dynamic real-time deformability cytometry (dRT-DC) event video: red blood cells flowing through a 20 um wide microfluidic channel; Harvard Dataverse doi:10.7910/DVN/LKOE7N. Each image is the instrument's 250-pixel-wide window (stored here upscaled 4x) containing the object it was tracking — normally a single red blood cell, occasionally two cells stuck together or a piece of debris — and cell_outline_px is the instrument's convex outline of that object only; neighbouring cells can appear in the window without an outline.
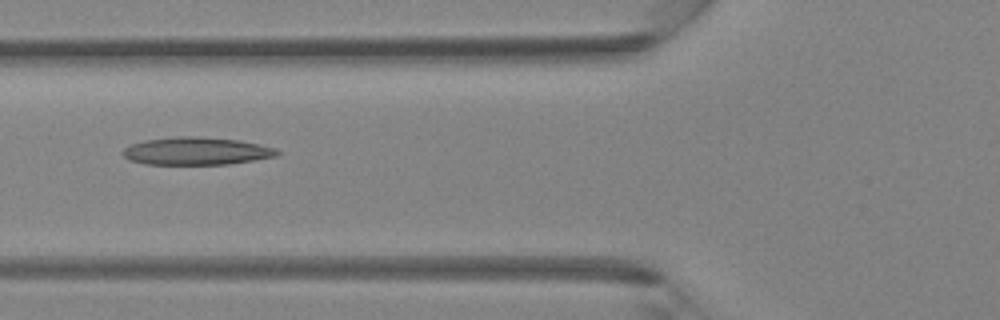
{"species": "Egyptian fruit bat (a non-hibernating species)", "species_latin": "Rousettus aegyptiacus", "temperature_condition": "room temperature", "stored_images_in_passage": 3, "camera_frame_rate_fps": 3000, "um_per_image_px": 0.085, "animal": {"sex": "female"}, "frame": {"image": 1, "passage_image": 3, "time_ms": 0.667, "image_size_px": [1000, 320], "cell_outline_px": [[280, 156], [228, 164], [144, 164], [128, 160], [120, 152], [124, 148], [132, 144], [144, 140], [176, 136], [196, 136], [240, 140], [276, 148], [280, 152]], "centroid_in_image_um": [16.69, 12.84], "position_along_channel_um": 109.1, "area_um2": 25.09}}